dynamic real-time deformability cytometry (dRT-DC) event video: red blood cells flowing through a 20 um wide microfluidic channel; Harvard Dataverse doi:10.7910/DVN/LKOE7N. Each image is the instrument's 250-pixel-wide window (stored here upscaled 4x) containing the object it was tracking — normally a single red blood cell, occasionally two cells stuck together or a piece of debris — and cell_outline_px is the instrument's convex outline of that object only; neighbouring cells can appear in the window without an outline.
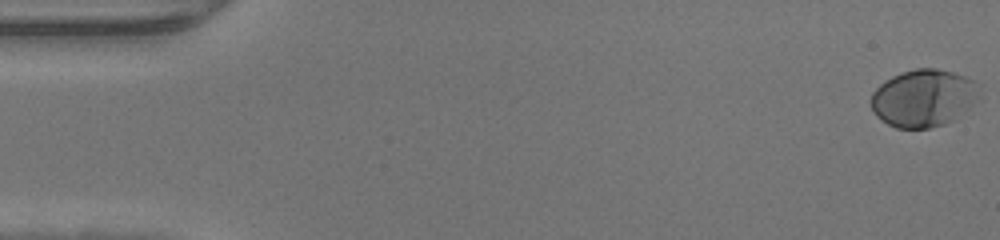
{"species": "human", "species_latin": "Homo sapiens", "temperature_condition": "warm", "stored_images_in_passage": 14, "camera_frame_rate_fps": 3000, "um_per_image_px": 0.085, "donor": {"sex": "male"}, "frame": {"image": 1, "passage_image": 1, "time_ms": 0.0, "image_size_px": [1000, 240], "cell_outline_px": [[972, 104], [956, 120], [944, 124], [928, 128], [896, 128], [888, 124], [876, 116], [872, 112], [872, 92], [884, 80], [900, 72], [916, 68], [936, 68], [952, 72], [964, 76], [972, 80]], "centroid_in_image_um": [78.38, 8.35], "position_along_channel_um": 6.6, "area_um2": 35.49}}